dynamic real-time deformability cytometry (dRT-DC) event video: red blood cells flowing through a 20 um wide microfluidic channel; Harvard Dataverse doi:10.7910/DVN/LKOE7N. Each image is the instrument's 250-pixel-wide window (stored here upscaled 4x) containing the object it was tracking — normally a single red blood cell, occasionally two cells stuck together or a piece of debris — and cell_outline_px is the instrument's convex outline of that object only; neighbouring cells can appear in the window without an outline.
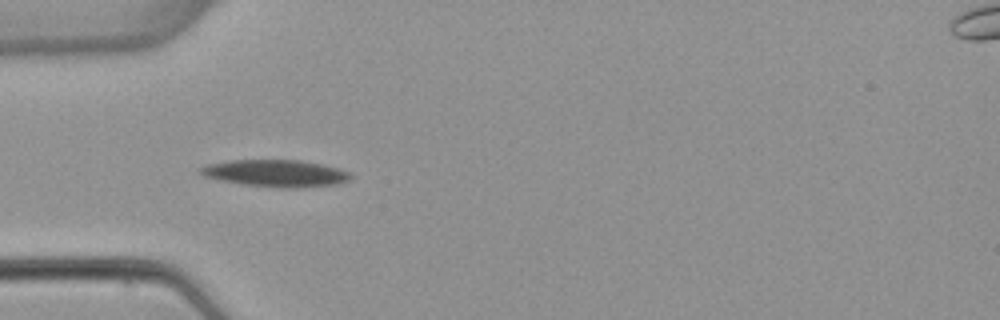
{"species": "common noctule bat (a hibernating species)", "species_latin": "Nyctalus noctula", "temperature_condition": "warm", "stored_images_in_passage": 10, "camera_frame_rate_fps": 3000, "um_per_image_px": 0.085, "animal": {"sex": "female", "body_mass_g": 22.7, "forearm_length_mm": 54.2}, "frame": {"image": 1, "passage_image": 4, "time_ms": 4.333, "image_size_px": [1000, 320], "cell_outline_px": [[352, 176], [348, 180], [336, 184], [288, 188], [284, 188], [244, 184], [220, 180], [204, 176], [196, 168], [208, 164], [228, 160], [300, 160], [324, 164], [340, 168], [352, 172]], "centroid_in_image_um": [23.44, 14.71], "position_along_channel_um": 61.6, "area_um2": 23.64}}
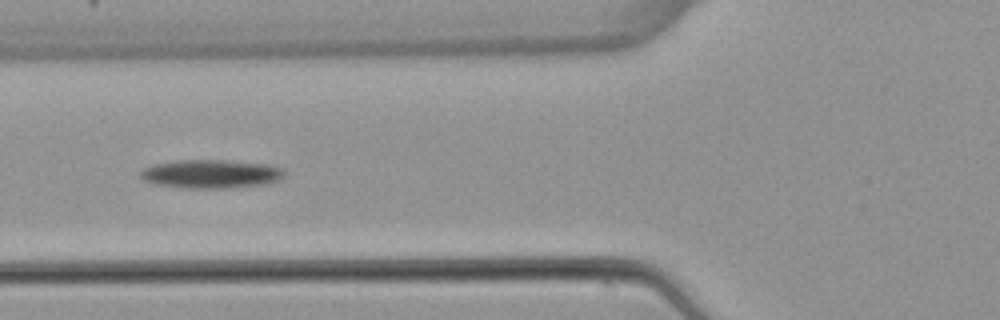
{"frame": {"image": 2, "passage_image": 5, "time_ms": 5.667, "image_size_px": [1000, 320], "cell_outline_px": [[284, 176], [280, 180], [264, 184], [228, 188], [188, 188], [156, 184], [144, 180], [140, 176], [140, 172], [144, 168], [156, 164], [176, 160], [228, 160], [272, 164], [284, 168]], "centroid_in_image_um": [18.0, 14.77], "position_along_channel_um": 107.8, "area_um2": 24.1}}
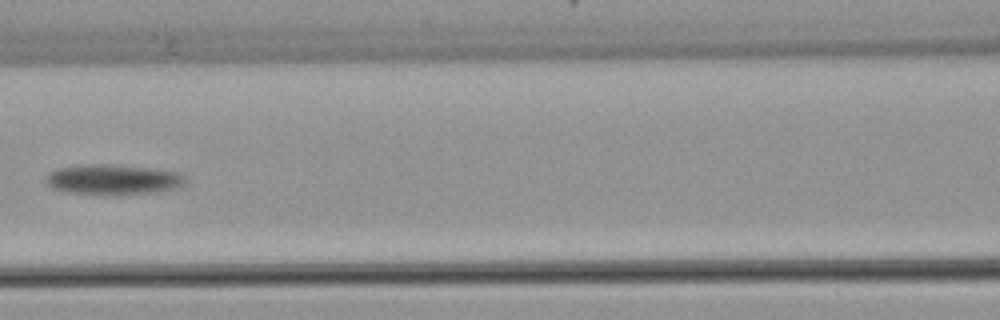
{"frame": {"image": 3, "passage_image": 6, "time_ms": 7.0, "image_size_px": [1000, 320], "cell_outline_px": [[188, 180], [172, 188], [160, 192], [64, 192], [52, 188], [44, 180], [44, 176], [48, 172], [60, 168], [88, 164], [112, 164], [148, 168], [180, 172]], "centroid_in_image_um": [9.56, 15.21], "position_along_channel_um": 157.0, "area_um2": 23.58}}